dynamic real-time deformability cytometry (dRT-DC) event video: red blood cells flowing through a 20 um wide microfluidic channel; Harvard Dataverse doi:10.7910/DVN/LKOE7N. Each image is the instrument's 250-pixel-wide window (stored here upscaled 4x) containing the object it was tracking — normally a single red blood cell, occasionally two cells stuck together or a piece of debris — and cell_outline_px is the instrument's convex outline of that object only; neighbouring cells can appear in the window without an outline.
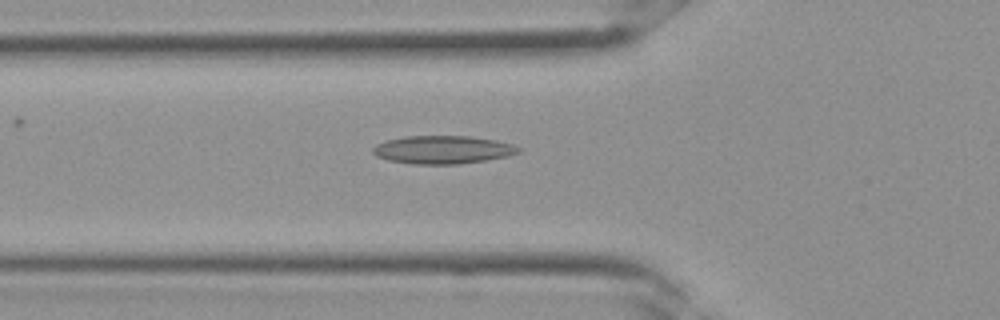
{"species": "Egyptian fruit bat (a non-hibernating species)", "species_latin": "Rousettus aegyptiacus", "temperature_condition": "room temperature", "stored_images_in_passage": 34, "camera_frame_rate_fps": 3000, "um_per_image_px": 0.085, "frame": {"image": 1, "passage_image": 12, "time_ms": 3.667, "image_size_px": [1000, 320], "cell_outline_px": [[524, 148], [520, 152], [508, 156], [460, 164], [412, 164], [388, 160], [376, 156], [372, 152], [372, 148], [376, 144], [384, 140], [404, 136], [472, 136], [512, 144]], "centroid_in_image_um": [37.61, 12.72], "position_along_channel_um": 88.2, "area_um2": 23.99}}
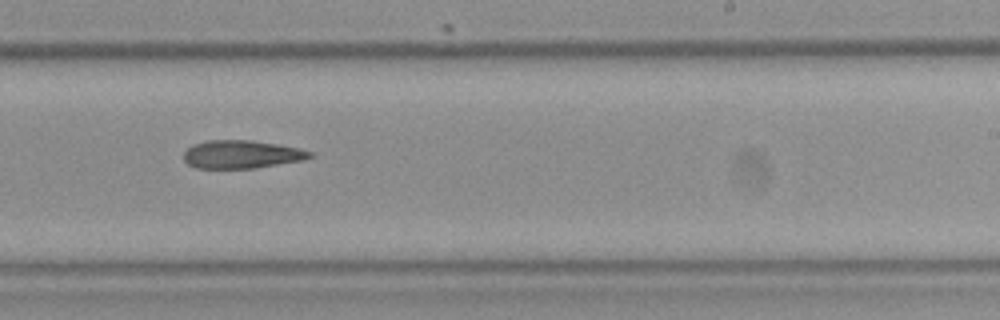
{"frame": {"image": 2, "passage_image": 21, "time_ms": 6.667, "image_size_px": [1000, 320], "cell_outline_px": [[312, 156], [304, 160], [256, 168], [196, 168], [188, 164], [184, 160], [184, 152], [192, 144], [208, 140], [252, 140], [300, 148], [312, 152]], "centroid_in_image_um": [20.53, 13.12], "position_along_channel_um": 268.5, "area_um2": 20.69}}
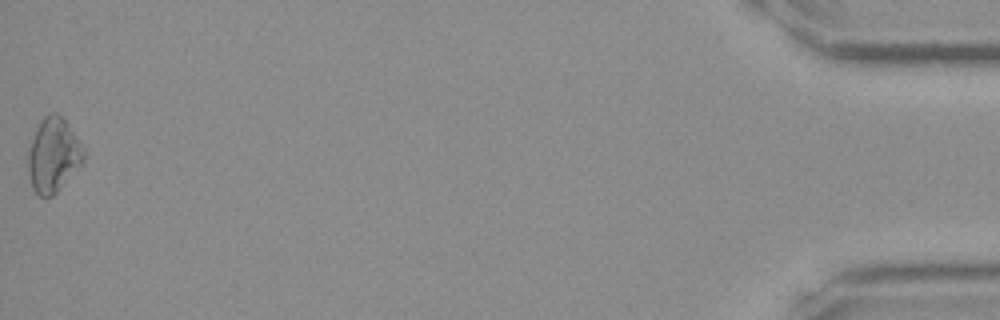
{"frame": {"image": 3, "passage_image": 34, "time_ms": 11.0, "image_size_px": [1000, 320], "cell_outline_px": [[84, 160], [56, 192], [52, 196], [40, 196], [32, 188], [28, 168], [28, 152], [32, 140], [40, 120], [44, 116], [52, 112], [56, 112], [64, 120], [76, 136], [84, 148]], "centroid_in_image_um": [4.52, 13.17], "position_along_channel_um": 430.7, "area_um2": 23.47}}